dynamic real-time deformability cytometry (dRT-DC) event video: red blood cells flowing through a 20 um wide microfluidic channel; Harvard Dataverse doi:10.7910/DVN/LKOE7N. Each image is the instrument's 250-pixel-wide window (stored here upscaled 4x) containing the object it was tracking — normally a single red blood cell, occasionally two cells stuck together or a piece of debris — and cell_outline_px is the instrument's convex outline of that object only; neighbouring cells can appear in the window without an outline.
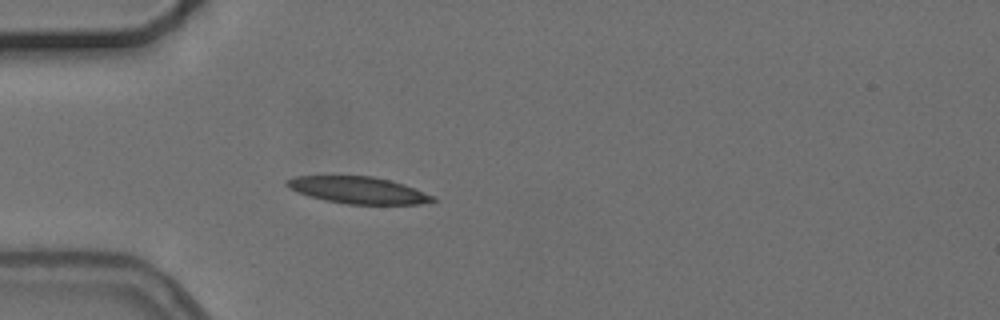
{"species": "common noctule bat (a hibernating species)", "species_latin": "Nyctalus noctula", "temperature_condition": "cold", "stored_images_in_passage": 4, "camera_frame_rate_fps": 3000, "um_per_image_px": 0.085, "animal": {"sex": "female", "body_mass_g": 24.6, "forearm_length_mm": 56.2}, "frame": {"image": 1, "passage_image": 4, "time_ms": 3.667, "image_size_px": [1000, 320], "cell_outline_px": [[436, 200], [420, 204], [348, 204], [324, 200], [308, 196], [296, 192], [284, 184], [284, 180], [296, 176], [372, 176], [404, 184], [436, 196]], "centroid_in_image_um": [30.43, 16.16], "position_along_channel_um": 54.6, "area_um2": 22.89}}